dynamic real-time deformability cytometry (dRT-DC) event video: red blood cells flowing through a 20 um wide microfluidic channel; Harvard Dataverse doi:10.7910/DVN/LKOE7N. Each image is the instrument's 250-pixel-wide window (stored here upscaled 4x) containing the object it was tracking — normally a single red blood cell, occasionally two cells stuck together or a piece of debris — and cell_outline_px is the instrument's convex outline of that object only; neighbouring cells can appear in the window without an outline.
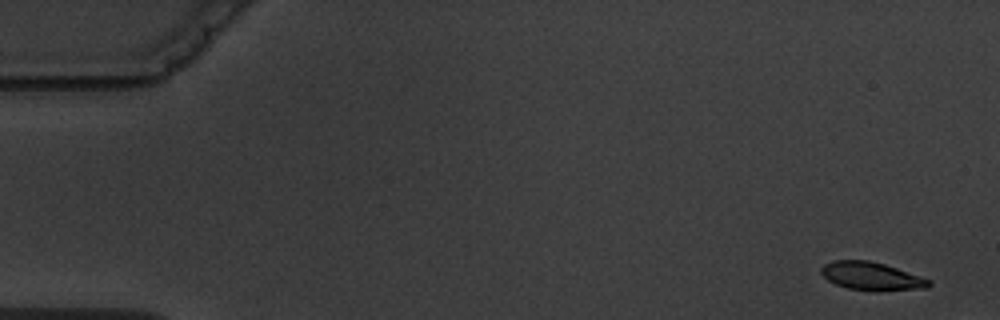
{"species": "common noctule bat (a hibernating species)", "species_latin": "Nyctalus noctula", "temperature_condition": "warm", "stored_images_in_passage": 5, "camera_frame_rate_fps": 3000, "um_per_image_px": 0.085, "animal": {"sex": "male", "body_mass_g": 19.5, "forearm_length_mm": 54.6}, "frame": {"image": 1, "passage_image": 1, "time_ms": 0.0, "image_size_px": [1000, 320], "cell_outline_px": [[932, 284], [928, 288], [876, 292], [848, 288], [836, 284], [828, 280], [820, 272], [820, 268], [824, 264], [832, 260], [868, 260], [884, 264], [932, 280]], "centroid_in_image_um": [74.09, 23.49], "position_along_channel_um": 10.9, "area_um2": 17.86}}